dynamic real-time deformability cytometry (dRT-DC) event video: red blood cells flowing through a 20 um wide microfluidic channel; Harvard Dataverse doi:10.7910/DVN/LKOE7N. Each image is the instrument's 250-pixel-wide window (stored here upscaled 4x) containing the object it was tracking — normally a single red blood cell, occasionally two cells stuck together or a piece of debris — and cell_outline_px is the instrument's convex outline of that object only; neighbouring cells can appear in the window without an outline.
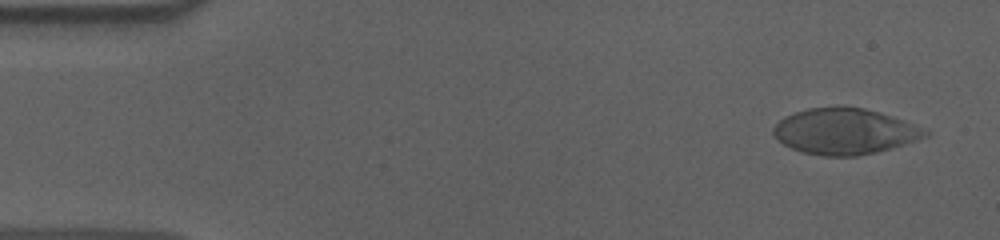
{"species": "human", "species_latin": "Homo sapiens", "temperature_condition": "cold", "stored_images_in_passage": 55, "camera_frame_rate_fps": 3000, "um_per_image_px": 0.085, "donor": {"sex": "male"}, "frame": {"image": 1, "passage_image": 3, "time_ms": 0.667, "image_size_px": [1000, 240], "cell_outline_px": [[932, 132], [928, 136], [904, 144], [876, 152], [856, 156], [824, 156], [804, 152], [792, 148], [784, 144], [772, 132], [772, 128], [784, 116], [808, 108], [844, 104], [864, 108], [880, 112]], "centroid_in_image_um": [71.78, 11.14], "position_along_channel_um": 13.2, "area_um2": 40.63}}
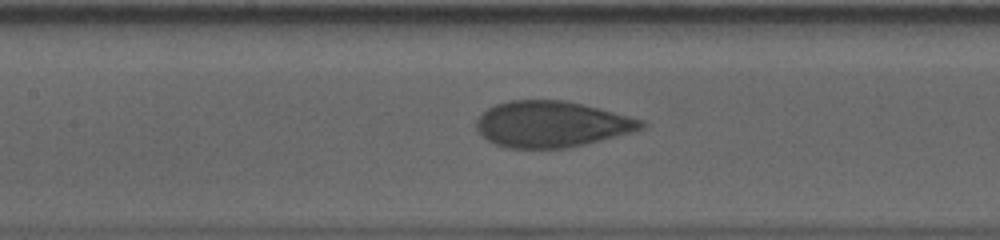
{"frame": {"image": 2, "passage_image": 25, "time_ms": 8.0, "image_size_px": [1000, 240], "cell_outline_px": [[648, 124], [644, 128], [632, 132], [568, 148], [508, 148], [496, 144], [488, 140], [476, 128], [476, 120], [488, 108], [496, 104], [508, 100], [564, 100], [600, 108], [644, 120]], "centroid_in_image_um": [46.91, 10.55], "position_along_channel_um": 160.5, "area_um2": 44.16}}
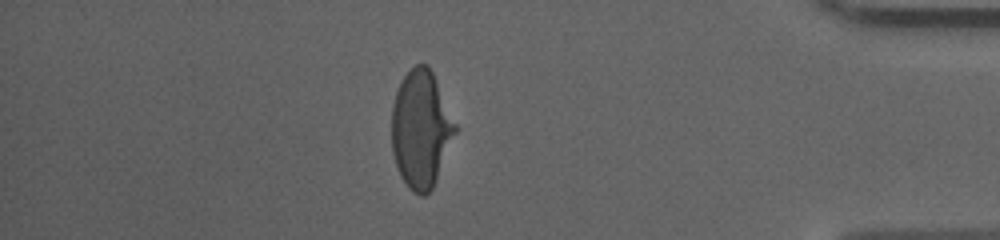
{"frame": {"image": 3, "passage_image": 48, "time_ms": 15.667, "image_size_px": [1000, 240], "cell_outline_px": [[456, 132], [436, 180], [432, 188], [424, 196], [420, 196], [412, 192], [408, 188], [400, 176], [392, 152], [392, 104], [396, 92], [404, 76], [416, 64], [428, 64], [432, 72], [456, 124]], "centroid_in_image_um": [35.76, 11.0], "position_along_channel_um": 399.4, "area_um2": 43.06}, "authors_computed_cell_mechanics": {"area_um2": 44.1592, "velocity_mm_per_s": 3.6224, "shape_relaxation_time_tau1_ms": 5.7039, "shape_relaxation_time_tau2_ms": 0.8185, "deformation_change_tau1": 0.1993, "deformation_change_tau2": 0.053}}